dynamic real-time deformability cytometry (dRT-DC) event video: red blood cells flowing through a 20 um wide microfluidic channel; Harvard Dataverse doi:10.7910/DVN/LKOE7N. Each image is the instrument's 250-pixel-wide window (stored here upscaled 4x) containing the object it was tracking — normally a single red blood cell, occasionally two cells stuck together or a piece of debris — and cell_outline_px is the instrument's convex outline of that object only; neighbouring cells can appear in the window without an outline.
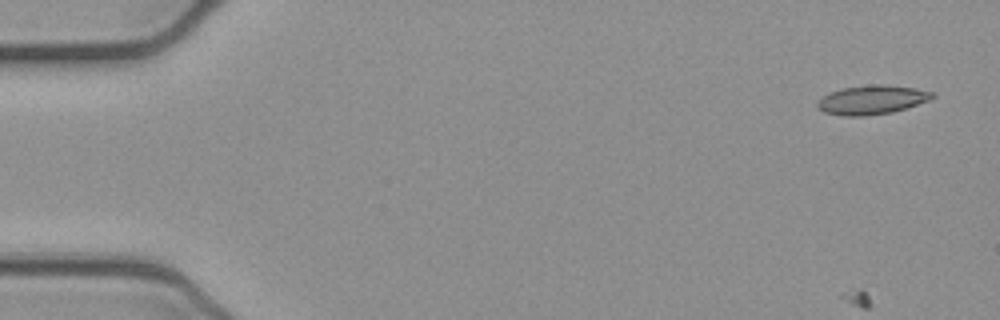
{"species": "common noctule bat (a hibernating species)", "species_latin": "Nyctalus noctula", "temperature_condition": "cold", "stored_images_in_passage": 52, "camera_frame_rate_fps": 3000, "um_per_image_px": 0.085, "animal": {"sex": "female", "body_mass_g": 21.9}, "frame": {"image": 1, "passage_image": 1, "time_ms": 0.0, "image_size_px": [1000, 320], "cell_outline_px": [[936, 96], [928, 100], [892, 112], [864, 116], [844, 116], [824, 112], [816, 104], [828, 92], [840, 88], [880, 84], [884, 84], [916, 88], [936, 92]], "centroid_in_image_um": [74.13, 8.47], "position_along_channel_um": 10.9, "area_um2": 19.31}}